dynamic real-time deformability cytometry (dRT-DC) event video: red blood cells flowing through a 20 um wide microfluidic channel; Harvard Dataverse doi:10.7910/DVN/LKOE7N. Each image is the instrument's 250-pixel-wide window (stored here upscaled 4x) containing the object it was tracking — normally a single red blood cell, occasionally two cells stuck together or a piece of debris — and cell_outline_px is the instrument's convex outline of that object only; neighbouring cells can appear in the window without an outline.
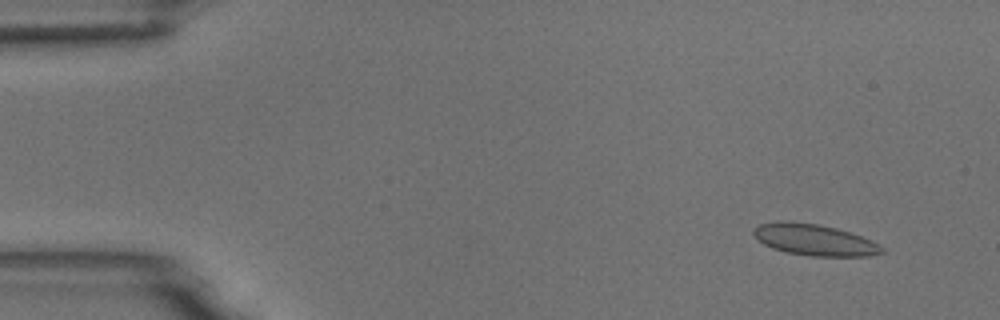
{"species": "common noctule bat (a hibernating species)", "species_latin": "Nyctalus noctula", "temperature_condition": "room temperature", "stored_images_in_passage": 18, "camera_frame_rate_fps": 3000, "um_per_image_px": 0.085, "animal": {"sex": "male", "body_mass_g": 18.8}, "frame": {"image": 1, "passage_image": 5, "time_ms": 1.333, "image_size_px": [1000, 320], "cell_outline_px": [[884, 252], [872, 256], [812, 256], [784, 252], [772, 248], [764, 244], [752, 232], [752, 228], [760, 224], [776, 220], [788, 220], [816, 224], [836, 228], [860, 236], [884, 248]], "centroid_in_image_um": [69.16, 20.38], "position_along_channel_um": 15.8, "area_um2": 23.35}}
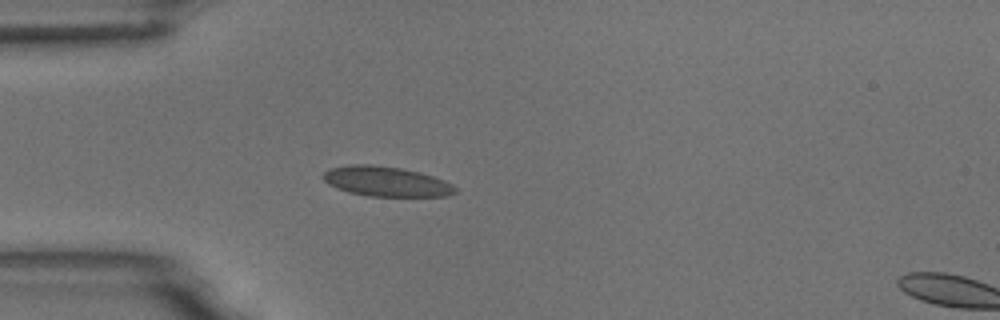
{"frame": {"image": 2, "passage_image": 16, "time_ms": 5.0, "image_size_px": [1000, 320], "cell_outline_px": [[456, 192], [448, 196], [368, 196], [348, 192], [336, 188], [328, 184], [320, 176], [328, 168], [348, 164], [368, 164], [400, 168], [420, 172], [444, 180], [452, 184], [456, 188]], "centroid_in_image_um": [32.78, 15.42], "position_along_channel_um": 52.2, "area_um2": 23.18}}